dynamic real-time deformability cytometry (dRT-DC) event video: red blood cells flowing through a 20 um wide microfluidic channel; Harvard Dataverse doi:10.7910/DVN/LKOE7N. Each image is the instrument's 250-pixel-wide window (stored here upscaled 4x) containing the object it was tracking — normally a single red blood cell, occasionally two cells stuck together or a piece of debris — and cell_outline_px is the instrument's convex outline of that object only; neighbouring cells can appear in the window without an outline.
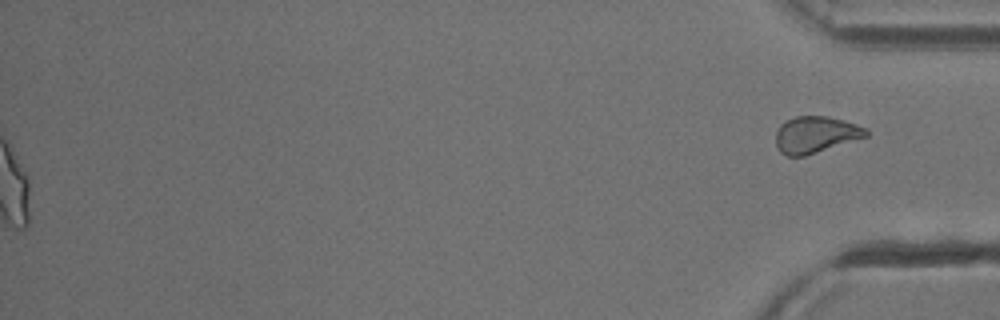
{"species": "common noctule bat (a hibernating species)", "species_latin": "Nyctalus noctula", "temperature_condition": "cold", "stored_images_in_passage": 55, "segment_of_instrument_passage": [2, 2], "camera_frame_rate_fps": 3000, "um_per_image_px": 0.085, "animal": {"sex": "male", "body_mass_g": 13.3}, "frame": {"image": 1, "passage_image": 55, "time_ms": 18.0, "image_size_px": [1000, 320], "cell_outline_px": [[868, 136], [804, 156], [788, 156], [780, 152], [776, 144], [776, 132], [780, 124], [796, 116], [828, 116], [844, 120], [868, 128]], "centroid_in_image_um": [69.34, 11.43], "position_along_channel_um": 365.9, "area_um2": 19.19}}